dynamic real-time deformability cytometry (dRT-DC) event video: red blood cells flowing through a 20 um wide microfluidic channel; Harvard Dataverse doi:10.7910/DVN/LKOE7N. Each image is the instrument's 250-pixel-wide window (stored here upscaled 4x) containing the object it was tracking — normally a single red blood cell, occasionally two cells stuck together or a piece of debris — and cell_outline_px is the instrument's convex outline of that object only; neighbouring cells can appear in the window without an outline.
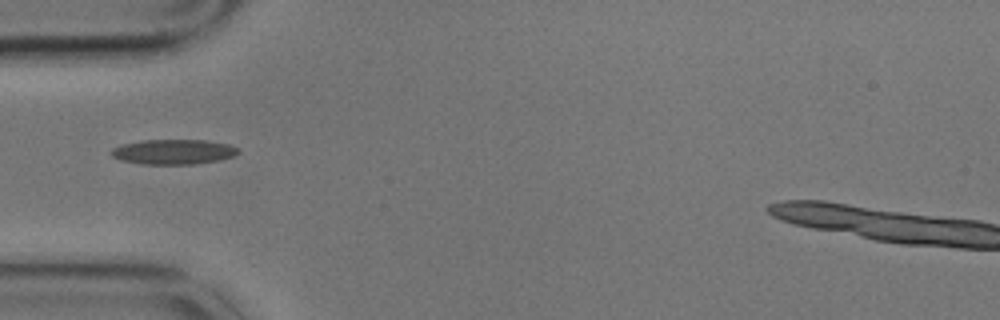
{"species": "common noctule bat (a hibernating species)", "species_latin": "Nyctalus noctula", "temperature_condition": "cold", "stored_images_in_passage": 15, "camera_frame_rate_fps": 3000, "um_per_image_px": 0.085, "animal": {"sex": "male", "body_mass_g": 17.9}, "frame": {"image": 1, "passage_image": 5, "time_ms": 1.333, "image_size_px": [1000, 320], "cell_outline_px": [[240, 152], [232, 156], [216, 160], [192, 164], [144, 164], [120, 160], [112, 156], [108, 152], [112, 148], [120, 144], [144, 140], [204, 140], [228, 144], [240, 148]], "centroid_in_image_um": [14.69, 12.89], "position_along_channel_um": 70.3, "area_um2": 18.44}}
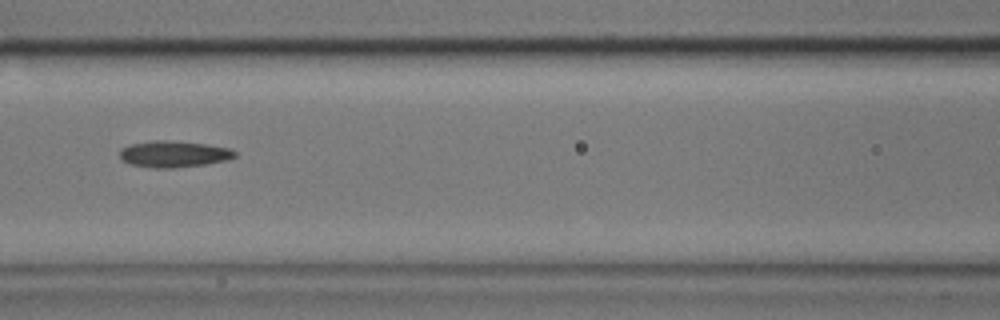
{"frame": {"image": 2, "passage_image": 7, "time_ms": 2.0, "image_size_px": [1000, 320], "cell_outline_px": [[236, 156], [228, 160], [204, 164], [172, 168], [152, 168], [128, 164], [120, 156], [120, 148], [132, 144], [152, 140], [164, 140], [204, 144], [228, 148], [236, 152]], "centroid_in_image_um": [14.74, 13.1], "position_along_channel_um": 151.9, "area_um2": 17.57}}
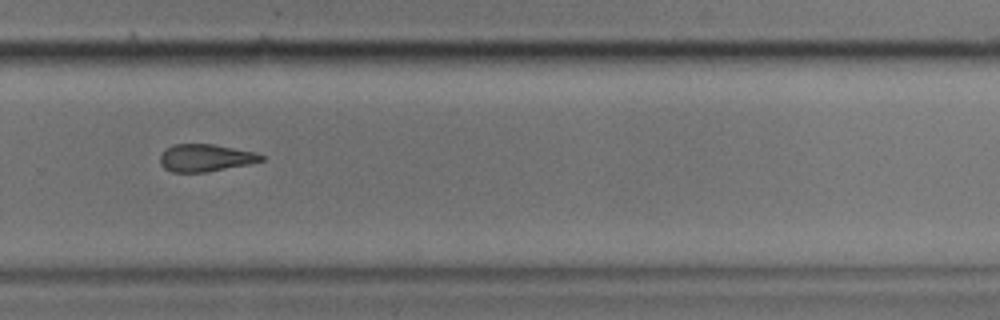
{"frame": {"image": 3, "passage_image": 11, "time_ms": 3.333, "image_size_px": [1000, 320], "cell_outline_px": [[264, 160], [248, 164], [208, 172], [172, 172], [164, 168], [160, 164], [160, 156], [164, 148], [172, 144], [212, 144], [256, 152], [264, 156]], "centroid_in_image_um": [17.43, 13.41], "position_along_channel_um": 312.4, "area_um2": 16.24}}